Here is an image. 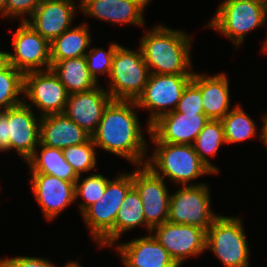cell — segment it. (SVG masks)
<instances>
[{"instance_id": "cell-1", "label": "cell", "mask_w": 267, "mask_h": 267, "mask_svg": "<svg viewBox=\"0 0 267 267\" xmlns=\"http://www.w3.org/2000/svg\"><path fill=\"white\" fill-rule=\"evenodd\" d=\"M132 100H112L91 135L96 147L121 156L136 166L145 165L148 146Z\"/></svg>"}, {"instance_id": "cell-2", "label": "cell", "mask_w": 267, "mask_h": 267, "mask_svg": "<svg viewBox=\"0 0 267 267\" xmlns=\"http://www.w3.org/2000/svg\"><path fill=\"white\" fill-rule=\"evenodd\" d=\"M191 40L184 31L160 24L147 31L139 47L150 73L193 74Z\"/></svg>"}, {"instance_id": "cell-3", "label": "cell", "mask_w": 267, "mask_h": 267, "mask_svg": "<svg viewBox=\"0 0 267 267\" xmlns=\"http://www.w3.org/2000/svg\"><path fill=\"white\" fill-rule=\"evenodd\" d=\"M132 187V172L118 174L112 181L108 180L104 196L82 213L84 223L100 248L115 245V221L122 202Z\"/></svg>"}, {"instance_id": "cell-4", "label": "cell", "mask_w": 267, "mask_h": 267, "mask_svg": "<svg viewBox=\"0 0 267 267\" xmlns=\"http://www.w3.org/2000/svg\"><path fill=\"white\" fill-rule=\"evenodd\" d=\"M152 143L156 148L151 158H147L145 165L155 175L163 179L167 177L175 184L187 186L188 182L204 174H214L200 160L193 145Z\"/></svg>"}, {"instance_id": "cell-5", "label": "cell", "mask_w": 267, "mask_h": 267, "mask_svg": "<svg viewBox=\"0 0 267 267\" xmlns=\"http://www.w3.org/2000/svg\"><path fill=\"white\" fill-rule=\"evenodd\" d=\"M267 7L256 0H224L206 27L224 34L239 47L248 32L265 25Z\"/></svg>"}, {"instance_id": "cell-6", "label": "cell", "mask_w": 267, "mask_h": 267, "mask_svg": "<svg viewBox=\"0 0 267 267\" xmlns=\"http://www.w3.org/2000/svg\"><path fill=\"white\" fill-rule=\"evenodd\" d=\"M242 221L219 216L206 231L205 250H211L224 267H249L250 248Z\"/></svg>"}, {"instance_id": "cell-7", "label": "cell", "mask_w": 267, "mask_h": 267, "mask_svg": "<svg viewBox=\"0 0 267 267\" xmlns=\"http://www.w3.org/2000/svg\"><path fill=\"white\" fill-rule=\"evenodd\" d=\"M149 75L140 47L135 51L118 45L112 59L107 91L113 100L136 101L143 93Z\"/></svg>"}, {"instance_id": "cell-8", "label": "cell", "mask_w": 267, "mask_h": 267, "mask_svg": "<svg viewBox=\"0 0 267 267\" xmlns=\"http://www.w3.org/2000/svg\"><path fill=\"white\" fill-rule=\"evenodd\" d=\"M192 78L193 74L150 73L143 93L136 100L138 108L151 112L147 121L149 134L150 125L153 122L176 109L183 91L192 81Z\"/></svg>"}, {"instance_id": "cell-9", "label": "cell", "mask_w": 267, "mask_h": 267, "mask_svg": "<svg viewBox=\"0 0 267 267\" xmlns=\"http://www.w3.org/2000/svg\"><path fill=\"white\" fill-rule=\"evenodd\" d=\"M181 187L171 194L168 221L196 226L206 232L219 216L211 210L209 186L192 183Z\"/></svg>"}, {"instance_id": "cell-10", "label": "cell", "mask_w": 267, "mask_h": 267, "mask_svg": "<svg viewBox=\"0 0 267 267\" xmlns=\"http://www.w3.org/2000/svg\"><path fill=\"white\" fill-rule=\"evenodd\" d=\"M13 37L12 47L15 54L8 52L9 64L23 74L51 69L50 43L27 22L20 21Z\"/></svg>"}, {"instance_id": "cell-11", "label": "cell", "mask_w": 267, "mask_h": 267, "mask_svg": "<svg viewBox=\"0 0 267 267\" xmlns=\"http://www.w3.org/2000/svg\"><path fill=\"white\" fill-rule=\"evenodd\" d=\"M23 99L30 100L42 116L64 113L69 93L52 69L24 74Z\"/></svg>"}, {"instance_id": "cell-12", "label": "cell", "mask_w": 267, "mask_h": 267, "mask_svg": "<svg viewBox=\"0 0 267 267\" xmlns=\"http://www.w3.org/2000/svg\"><path fill=\"white\" fill-rule=\"evenodd\" d=\"M135 170L132 172L133 187L142 201L146 224L153 229L168 221L171 194L164 179L146 165L137 166Z\"/></svg>"}, {"instance_id": "cell-13", "label": "cell", "mask_w": 267, "mask_h": 267, "mask_svg": "<svg viewBox=\"0 0 267 267\" xmlns=\"http://www.w3.org/2000/svg\"><path fill=\"white\" fill-rule=\"evenodd\" d=\"M151 233L179 267L189 256L205 252L206 232L199 227L167 221Z\"/></svg>"}, {"instance_id": "cell-14", "label": "cell", "mask_w": 267, "mask_h": 267, "mask_svg": "<svg viewBox=\"0 0 267 267\" xmlns=\"http://www.w3.org/2000/svg\"><path fill=\"white\" fill-rule=\"evenodd\" d=\"M27 101L8 108V137L10 150L15 149L25 162L34 154L40 143V118L36 117Z\"/></svg>"}, {"instance_id": "cell-15", "label": "cell", "mask_w": 267, "mask_h": 267, "mask_svg": "<svg viewBox=\"0 0 267 267\" xmlns=\"http://www.w3.org/2000/svg\"><path fill=\"white\" fill-rule=\"evenodd\" d=\"M208 120L205 114L167 113L150 125V140L193 145Z\"/></svg>"}, {"instance_id": "cell-16", "label": "cell", "mask_w": 267, "mask_h": 267, "mask_svg": "<svg viewBox=\"0 0 267 267\" xmlns=\"http://www.w3.org/2000/svg\"><path fill=\"white\" fill-rule=\"evenodd\" d=\"M31 189L40 204L44 217L51 221L75 199V182H69L53 175L31 173Z\"/></svg>"}, {"instance_id": "cell-17", "label": "cell", "mask_w": 267, "mask_h": 267, "mask_svg": "<svg viewBox=\"0 0 267 267\" xmlns=\"http://www.w3.org/2000/svg\"><path fill=\"white\" fill-rule=\"evenodd\" d=\"M74 2V0H43L26 22L51 43L70 29L79 7Z\"/></svg>"}, {"instance_id": "cell-18", "label": "cell", "mask_w": 267, "mask_h": 267, "mask_svg": "<svg viewBox=\"0 0 267 267\" xmlns=\"http://www.w3.org/2000/svg\"><path fill=\"white\" fill-rule=\"evenodd\" d=\"M112 100L108 91L100 86L87 92L71 93L68 96L64 114L92 135L97 129L104 110Z\"/></svg>"}, {"instance_id": "cell-19", "label": "cell", "mask_w": 267, "mask_h": 267, "mask_svg": "<svg viewBox=\"0 0 267 267\" xmlns=\"http://www.w3.org/2000/svg\"><path fill=\"white\" fill-rule=\"evenodd\" d=\"M150 0H80L84 15L115 24L145 26L143 11Z\"/></svg>"}, {"instance_id": "cell-20", "label": "cell", "mask_w": 267, "mask_h": 267, "mask_svg": "<svg viewBox=\"0 0 267 267\" xmlns=\"http://www.w3.org/2000/svg\"><path fill=\"white\" fill-rule=\"evenodd\" d=\"M116 246L126 267H179L152 234Z\"/></svg>"}, {"instance_id": "cell-21", "label": "cell", "mask_w": 267, "mask_h": 267, "mask_svg": "<svg viewBox=\"0 0 267 267\" xmlns=\"http://www.w3.org/2000/svg\"><path fill=\"white\" fill-rule=\"evenodd\" d=\"M91 135L64 113L40 117V144L56 149L83 144Z\"/></svg>"}, {"instance_id": "cell-22", "label": "cell", "mask_w": 267, "mask_h": 267, "mask_svg": "<svg viewBox=\"0 0 267 267\" xmlns=\"http://www.w3.org/2000/svg\"><path fill=\"white\" fill-rule=\"evenodd\" d=\"M192 82L201 90L202 106L208 119L221 120L232 110L229 79L225 73L208 76L194 72Z\"/></svg>"}, {"instance_id": "cell-23", "label": "cell", "mask_w": 267, "mask_h": 267, "mask_svg": "<svg viewBox=\"0 0 267 267\" xmlns=\"http://www.w3.org/2000/svg\"><path fill=\"white\" fill-rule=\"evenodd\" d=\"M51 62V69L69 94L87 92L97 87L98 83L87 68L85 56Z\"/></svg>"}, {"instance_id": "cell-24", "label": "cell", "mask_w": 267, "mask_h": 267, "mask_svg": "<svg viewBox=\"0 0 267 267\" xmlns=\"http://www.w3.org/2000/svg\"><path fill=\"white\" fill-rule=\"evenodd\" d=\"M37 151L26 161L31 173H44L58 177L59 179L76 182L78 175L64 158L61 149L47 147L39 143Z\"/></svg>"}, {"instance_id": "cell-25", "label": "cell", "mask_w": 267, "mask_h": 267, "mask_svg": "<svg viewBox=\"0 0 267 267\" xmlns=\"http://www.w3.org/2000/svg\"><path fill=\"white\" fill-rule=\"evenodd\" d=\"M89 25L68 29L50 43L51 61H59L85 56L91 44ZM86 51V52H85Z\"/></svg>"}, {"instance_id": "cell-26", "label": "cell", "mask_w": 267, "mask_h": 267, "mask_svg": "<svg viewBox=\"0 0 267 267\" xmlns=\"http://www.w3.org/2000/svg\"><path fill=\"white\" fill-rule=\"evenodd\" d=\"M224 127L221 120L209 119L203 129L193 143L195 152L198 154L200 160L209 168L214 174L219 173L218 167L208 159V155L215 156L221 145L225 144Z\"/></svg>"}, {"instance_id": "cell-27", "label": "cell", "mask_w": 267, "mask_h": 267, "mask_svg": "<svg viewBox=\"0 0 267 267\" xmlns=\"http://www.w3.org/2000/svg\"><path fill=\"white\" fill-rule=\"evenodd\" d=\"M140 225L146 226L148 233H151L152 229L146 224L140 196L137 190L132 187L123 200L115 221V245L123 233Z\"/></svg>"}, {"instance_id": "cell-28", "label": "cell", "mask_w": 267, "mask_h": 267, "mask_svg": "<svg viewBox=\"0 0 267 267\" xmlns=\"http://www.w3.org/2000/svg\"><path fill=\"white\" fill-rule=\"evenodd\" d=\"M224 138L226 144L238 143L255 137L257 125L255 121L241 108L240 105L232 107L222 119Z\"/></svg>"}, {"instance_id": "cell-29", "label": "cell", "mask_w": 267, "mask_h": 267, "mask_svg": "<svg viewBox=\"0 0 267 267\" xmlns=\"http://www.w3.org/2000/svg\"><path fill=\"white\" fill-rule=\"evenodd\" d=\"M23 87L24 74L12 64L8 63L0 70V111H5L24 101L21 96L19 97V94H23Z\"/></svg>"}, {"instance_id": "cell-30", "label": "cell", "mask_w": 267, "mask_h": 267, "mask_svg": "<svg viewBox=\"0 0 267 267\" xmlns=\"http://www.w3.org/2000/svg\"><path fill=\"white\" fill-rule=\"evenodd\" d=\"M90 176L81 180L82 175L75 182V199L82 197L83 202L80 203L79 209L81 214L93 203L99 201L105 192L109 178L100 173H91ZM81 180V182L79 181Z\"/></svg>"}, {"instance_id": "cell-31", "label": "cell", "mask_w": 267, "mask_h": 267, "mask_svg": "<svg viewBox=\"0 0 267 267\" xmlns=\"http://www.w3.org/2000/svg\"><path fill=\"white\" fill-rule=\"evenodd\" d=\"M92 138L87 142L78 145H72L63 149V155L75 173L80 176L83 172L93 170L97 165L96 149Z\"/></svg>"}, {"instance_id": "cell-32", "label": "cell", "mask_w": 267, "mask_h": 267, "mask_svg": "<svg viewBox=\"0 0 267 267\" xmlns=\"http://www.w3.org/2000/svg\"><path fill=\"white\" fill-rule=\"evenodd\" d=\"M118 45V43H111L107 51L94 47L90 49L89 53H86L87 68L96 82H98L97 74L107 73L109 77L112 69V59Z\"/></svg>"}, {"instance_id": "cell-33", "label": "cell", "mask_w": 267, "mask_h": 267, "mask_svg": "<svg viewBox=\"0 0 267 267\" xmlns=\"http://www.w3.org/2000/svg\"><path fill=\"white\" fill-rule=\"evenodd\" d=\"M174 111L185 114H204L201 90L192 81L183 91Z\"/></svg>"}, {"instance_id": "cell-34", "label": "cell", "mask_w": 267, "mask_h": 267, "mask_svg": "<svg viewBox=\"0 0 267 267\" xmlns=\"http://www.w3.org/2000/svg\"><path fill=\"white\" fill-rule=\"evenodd\" d=\"M43 0H8L4 12L1 14L3 18L5 16L10 17H20L21 22H26L28 18L26 17L29 14L31 17L34 10Z\"/></svg>"}, {"instance_id": "cell-35", "label": "cell", "mask_w": 267, "mask_h": 267, "mask_svg": "<svg viewBox=\"0 0 267 267\" xmlns=\"http://www.w3.org/2000/svg\"><path fill=\"white\" fill-rule=\"evenodd\" d=\"M0 267H56L48 259L40 257L17 256L0 259Z\"/></svg>"}, {"instance_id": "cell-36", "label": "cell", "mask_w": 267, "mask_h": 267, "mask_svg": "<svg viewBox=\"0 0 267 267\" xmlns=\"http://www.w3.org/2000/svg\"><path fill=\"white\" fill-rule=\"evenodd\" d=\"M0 150L6 152L10 150V137H8V117L7 109L0 111Z\"/></svg>"}, {"instance_id": "cell-37", "label": "cell", "mask_w": 267, "mask_h": 267, "mask_svg": "<svg viewBox=\"0 0 267 267\" xmlns=\"http://www.w3.org/2000/svg\"><path fill=\"white\" fill-rule=\"evenodd\" d=\"M263 126L261 128V133L259 134V139L262 140L263 145L267 148V114L263 115Z\"/></svg>"}, {"instance_id": "cell-38", "label": "cell", "mask_w": 267, "mask_h": 267, "mask_svg": "<svg viewBox=\"0 0 267 267\" xmlns=\"http://www.w3.org/2000/svg\"><path fill=\"white\" fill-rule=\"evenodd\" d=\"M7 52L0 51V70L8 64Z\"/></svg>"}, {"instance_id": "cell-39", "label": "cell", "mask_w": 267, "mask_h": 267, "mask_svg": "<svg viewBox=\"0 0 267 267\" xmlns=\"http://www.w3.org/2000/svg\"><path fill=\"white\" fill-rule=\"evenodd\" d=\"M64 267H83L79 264V262L76 260V261H68Z\"/></svg>"}, {"instance_id": "cell-40", "label": "cell", "mask_w": 267, "mask_h": 267, "mask_svg": "<svg viewBox=\"0 0 267 267\" xmlns=\"http://www.w3.org/2000/svg\"><path fill=\"white\" fill-rule=\"evenodd\" d=\"M7 1L8 0H0V14H2L4 12Z\"/></svg>"}, {"instance_id": "cell-41", "label": "cell", "mask_w": 267, "mask_h": 267, "mask_svg": "<svg viewBox=\"0 0 267 267\" xmlns=\"http://www.w3.org/2000/svg\"><path fill=\"white\" fill-rule=\"evenodd\" d=\"M263 51L265 53H267V38L265 39L264 43H263Z\"/></svg>"}, {"instance_id": "cell-42", "label": "cell", "mask_w": 267, "mask_h": 267, "mask_svg": "<svg viewBox=\"0 0 267 267\" xmlns=\"http://www.w3.org/2000/svg\"><path fill=\"white\" fill-rule=\"evenodd\" d=\"M256 1L263 3L267 7V0H256Z\"/></svg>"}]
</instances>
